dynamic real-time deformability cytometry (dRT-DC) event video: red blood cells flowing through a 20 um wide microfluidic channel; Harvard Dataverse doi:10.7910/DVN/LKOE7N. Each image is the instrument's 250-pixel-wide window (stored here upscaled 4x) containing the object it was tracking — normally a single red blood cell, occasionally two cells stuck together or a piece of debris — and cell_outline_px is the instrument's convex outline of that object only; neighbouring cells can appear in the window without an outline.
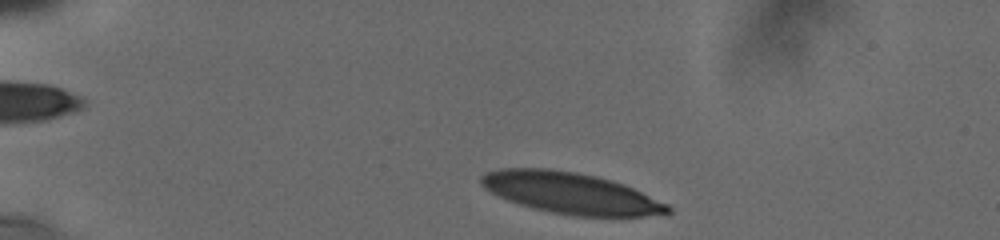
{"species": "human", "species_latin": "Homo sapiens", "temperature_condition": "cold", "stored_images_in_passage": 35, "camera_frame_rate_fps": 3000, "um_per_image_px": 0.085, "donor": {"sex": "male"}, "frame": {"image": 1, "passage_image": 2, "time_ms": 0.333, "image_size_px": [1000, 240], "cell_outline_px": [[672, 212], [644, 216], [576, 216], [552, 212], [532, 208], [508, 200], [484, 188], [480, 184], [480, 176], [488, 172], [504, 168], [548, 168], [576, 172], [596, 176], [624, 184], [668, 204], [672, 208]], "centroid_in_image_um": [48.51, 16.41], "position_along_channel_um": 36.5, "area_um2": 44.56}}
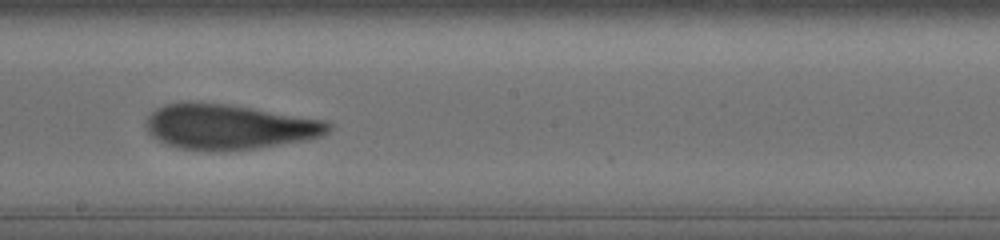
{"frame": {"image": 2, "passage_image": 22, "time_ms": 7.333, "image_size_px": [1000, 240], "cell_outline_px": [[332, 128], [328, 132], [320, 136], [308, 140], [256, 148], [224, 152], [208, 152], [180, 148], [168, 144], [152, 136], [148, 132], [144, 124], [148, 116], [156, 108], [164, 104], [224, 104], [328, 120], [332, 124]], "centroid_in_image_um": [19.51, 10.82], "position_along_channel_um": 228.7, "area_um2": 47.74}}
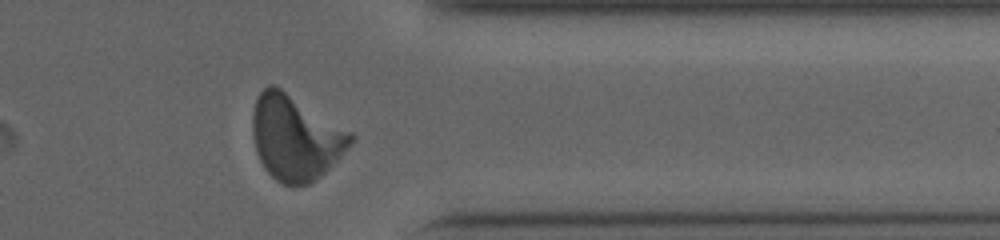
{"frame": {"image": 3, "passage_image": 31, "time_ms": 11.667, "image_size_px": [1000, 240], "cell_outline_px": [[356, 140], [320, 176], [308, 184], [284, 184], [276, 180], [264, 168], [256, 152], [252, 132], [252, 112], [256, 96], [268, 84], [276, 84], [352, 132], [356, 136]], "centroid_in_image_um": [25.1, 11.65], "position_along_channel_um": 386.3, "area_um2": 48.73}, "authors_computed_cell_mechanics": {"area_um2": 47.5116, "velocity_mm_per_s": 3.765, "shape_relaxation_time_tau1_ms": 8.1413, "shape_relaxation_time_tau2_ms": 1.2137, "deformation_change_tau1": 0.2441, "deformation_change_tau2": 0.0888}}